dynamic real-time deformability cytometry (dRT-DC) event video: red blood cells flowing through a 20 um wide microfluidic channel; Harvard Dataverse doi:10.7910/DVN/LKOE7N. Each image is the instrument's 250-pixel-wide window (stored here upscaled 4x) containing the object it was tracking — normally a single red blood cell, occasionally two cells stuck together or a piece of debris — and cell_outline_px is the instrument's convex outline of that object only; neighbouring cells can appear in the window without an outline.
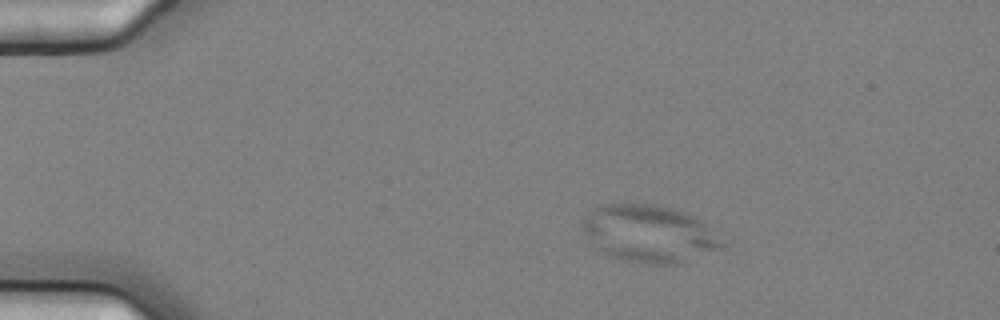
{"species": "common noctule bat (a hibernating species)", "species_latin": "Nyctalus noctula", "temperature_condition": "cold", "stored_images_in_passage": 5, "camera_frame_rate_fps": 3000, "um_per_image_px": 0.085, "animal": {"sex": "female", "body_mass_g": 25.1}, "frame": {"image": 1, "passage_image": 3, "time_ms": 0.667, "image_size_px": [1000, 320], "cell_outline_px": [[724, 244], [720, 248], [676, 264], [640, 264], [620, 260], [596, 248], [580, 232], [580, 228], [588, 212], [604, 204], [652, 204], [672, 208], [684, 212], [700, 220]], "centroid_in_image_um": [55.07, 19.87], "position_along_channel_um": 29.9, "area_um2": 46.12}}